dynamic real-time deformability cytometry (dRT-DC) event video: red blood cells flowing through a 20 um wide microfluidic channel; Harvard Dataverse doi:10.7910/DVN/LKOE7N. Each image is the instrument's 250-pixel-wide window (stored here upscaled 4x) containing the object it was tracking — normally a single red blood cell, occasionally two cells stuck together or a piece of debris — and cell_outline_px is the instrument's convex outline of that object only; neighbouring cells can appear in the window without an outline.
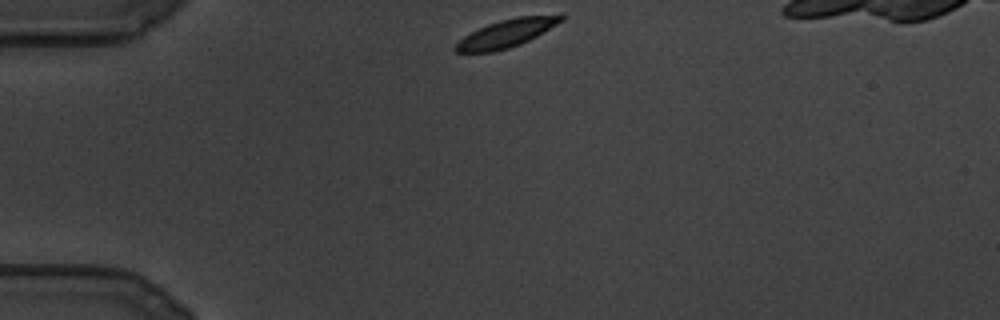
{"species": "common noctule bat (a hibernating species)", "species_latin": "Nyctalus noctula", "temperature_condition": "cold", "stored_images_in_passage": 81, "camera_frame_rate_fps": 3000, "um_per_image_px": 0.085, "animal": {"sex": "male", "body_mass_g": 19.5, "forearm_length_mm": 54.6}, "frame": {"image": 1, "passage_image": 1, "time_ms": 0.0, "image_size_px": [1000, 320], "cell_outline_px": [[564, 20], [536, 36], [520, 44], [508, 48], [492, 52], [456, 52], [452, 48], [464, 36], [488, 24], [500, 20], [516, 16], [560, 12], [564, 12]], "centroid_in_image_um": [43.15, 2.78], "position_along_channel_um": 41.8, "area_um2": 17.4}}
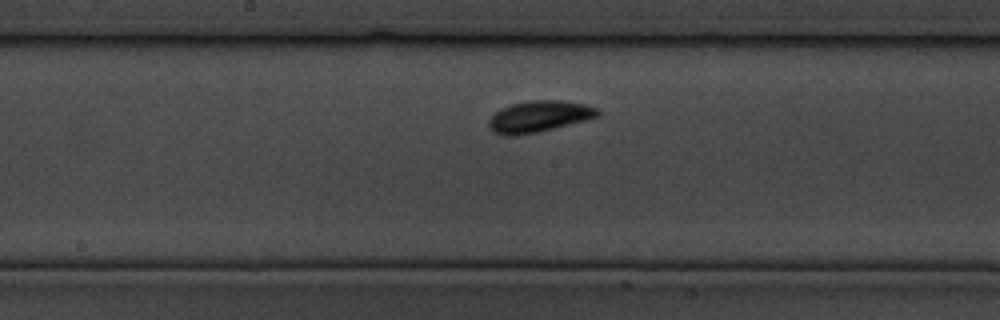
{"frame": {"image": 2, "passage_image": 35, "time_ms": 11.333, "image_size_px": [1000, 320], "cell_outline_px": [[600, 116], [536, 132], [508, 136], [504, 136], [492, 132], [488, 128], [488, 120], [496, 112], [512, 104], [532, 100], [560, 100], [584, 104], [596, 108], [600, 112]], "centroid_in_image_um": [45.78, 9.9], "position_along_channel_um": 202.4, "area_um2": 19.54}}
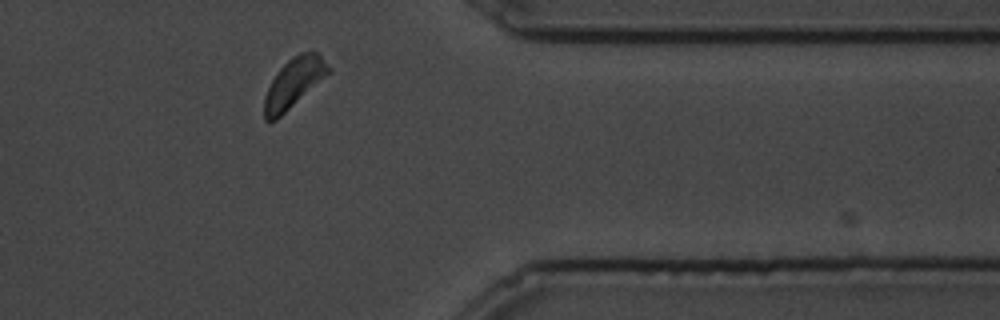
{"frame": {"image": 3, "passage_image": 69, "time_ms": 22.667, "image_size_px": [1000, 320], "cell_outline_px": [[332, 72], [276, 120], [268, 124], [264, 120], [264, 96], [276, 72], [292, 56], [300, 52], [316, 52], [332, 68]], "centroid_in_image_um": [24.97, 7.07], "position_along_channel_um": 386.4, "area_um2": 18.67}}